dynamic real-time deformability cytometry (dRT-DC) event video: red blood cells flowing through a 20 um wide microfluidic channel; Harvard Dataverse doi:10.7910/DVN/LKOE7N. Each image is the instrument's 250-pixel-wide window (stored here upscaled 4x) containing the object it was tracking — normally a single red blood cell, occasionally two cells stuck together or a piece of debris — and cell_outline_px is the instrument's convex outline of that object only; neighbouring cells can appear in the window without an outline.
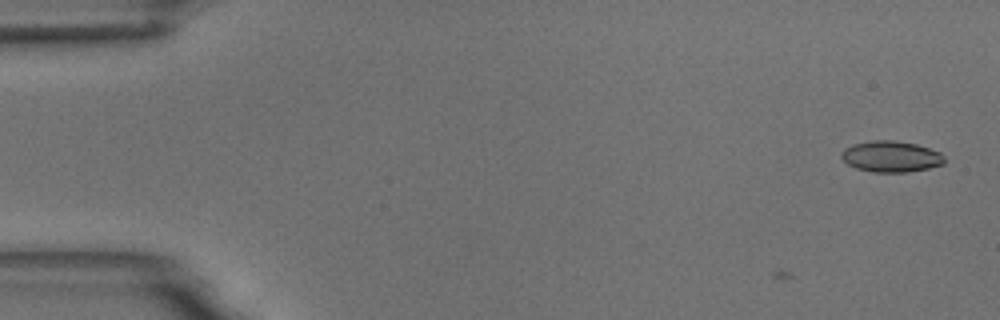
{"species": "common noctule bat (a hibernating species)", "species_latin": "Nyctalus noctula", "temperature_condition": "room temperature", "stored_images_in_passage": 6, "camera_frame_rate_fps": 3000, "um_per_image_px": 0.085, "animal": {"sex": "male", "body_mass_g": 18.8}, "frame": {"image": 1, "passage_image": 6, "time_ms": 1.667, "image_size_px": [1000, 320], "cell_outline_px": [[944, 164], [928, 168], [908, 172], [872, 172], [856, 168], [848, 164], [840, 156], [840, 152], [844, 148], [852, 144], [872, 140], [896, 140], [916, 144], [940, 152], [944, 156]], "centroid_in_image_um": [75.71, 13.3], "position_along_channel_um": 9.3, "area_um2": 18.79}}